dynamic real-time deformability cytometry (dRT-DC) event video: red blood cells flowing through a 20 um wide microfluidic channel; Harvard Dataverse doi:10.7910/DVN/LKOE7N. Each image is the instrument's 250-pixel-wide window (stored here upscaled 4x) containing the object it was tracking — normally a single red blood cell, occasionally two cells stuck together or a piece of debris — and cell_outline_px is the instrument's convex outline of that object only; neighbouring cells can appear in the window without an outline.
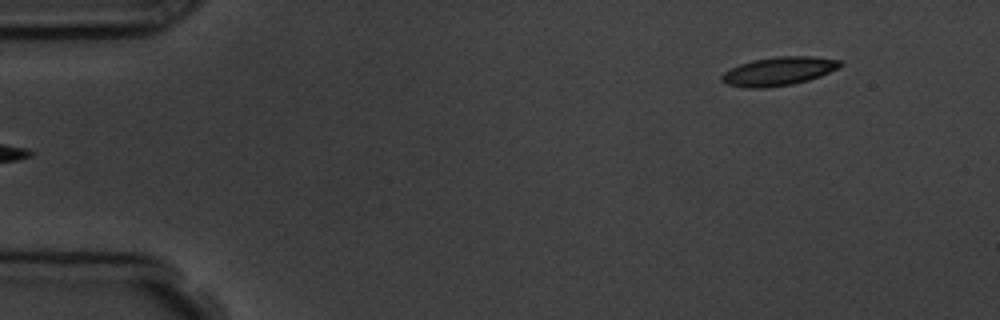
{"species": "common noctule bat (a hibernating species)", "species_latin": "Nyctalus noctula", "temperature_condition": "room temperature", "stored_images_in_passage": 5, "segment_of_instrument_passage": [2, 2], "camera_frame_rate_fps": 3000, "um_per_image_px": 0.085, "animal": {"sex": "male", "body_mass_g": 19.5, "forearm_length_mm": 54.6}, "frame": {"image": 1, "passage_image": 5, "time_ms": 4.667, "image_size_px": [1000, 320], "cell_outline_px": [[844, 64], [840, 68], [820, 76], [808, 80], [792, 84], [764, 88], [744, 88], [728, 84], [720, 80], [720, 76], [724, 72], [740, 64], [752, 60], [776, 56], [812, 56], [840, 60]], "centroid_in_image_um": [66.2, 6.05], "position_along_channel_um": 18.8, "area_um2": 19.83}}